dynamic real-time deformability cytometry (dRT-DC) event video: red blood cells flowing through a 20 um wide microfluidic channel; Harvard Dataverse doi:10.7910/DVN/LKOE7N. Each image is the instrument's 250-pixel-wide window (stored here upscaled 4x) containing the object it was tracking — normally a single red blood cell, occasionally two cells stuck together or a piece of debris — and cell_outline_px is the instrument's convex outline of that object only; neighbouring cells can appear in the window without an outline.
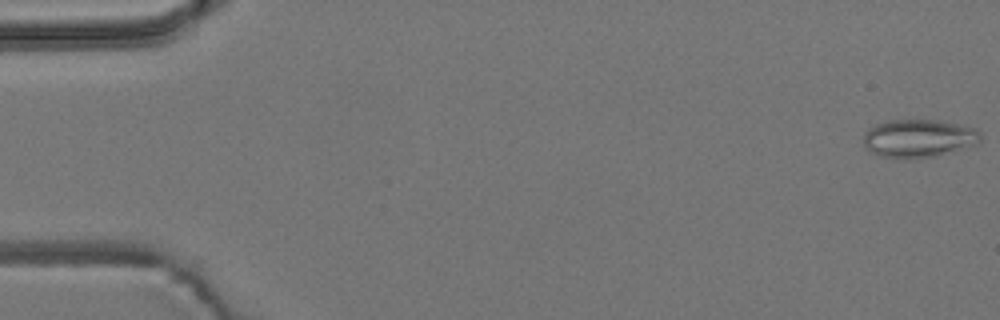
{"species": "common noctule bat (a hibernating species)", "species_latin": "Nyctalus noctula", "temperature_condition": "room temperature", "stored_images_in_passage": 55, "camera_frame_rate_fps": 3000, "um_per_image_px": 0.085, "animal": {"sex": "male", "body_mass_g": 19.2, "forearm_length_mm": 51.8}, "frame": {"image": 1, "passage_image": 1, "time_ms": 0.0, "image_size_px": [1000, 320], "cell_outline_px": [[980, 144], [932, 156], [904, 160], [880, 156], [864, 148], [864, 132], [868, 128], [876, 124], [888, 120], [940, 120], [976, 128], [980, 132]], "centroid_in_image_um": [78.06, 11.76], "position_along_channel_um": 6.9, "area_um2": 26.24}}
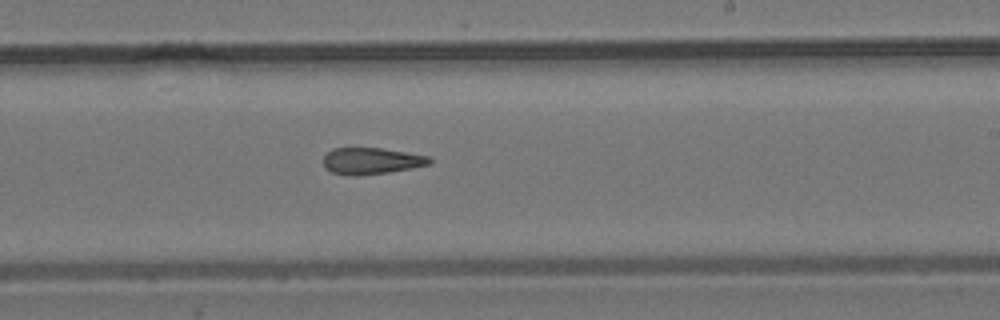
{"frame": {"image": 2, "passage_image": 33, "time_ms": 10.667, "image_size_px": [1000, 320], "cell_outline_px": [[432, 164], [412, 168], [388, 172], [352, 176], [332, 172], [324, 168], [324, 156], [332, 148], [380, 148], [428, 156], [432, 160]], "centroid_in_image_um": [31.56, 13.68], "position_along_channel_um": 257.4, "area_um2": 16.3}}
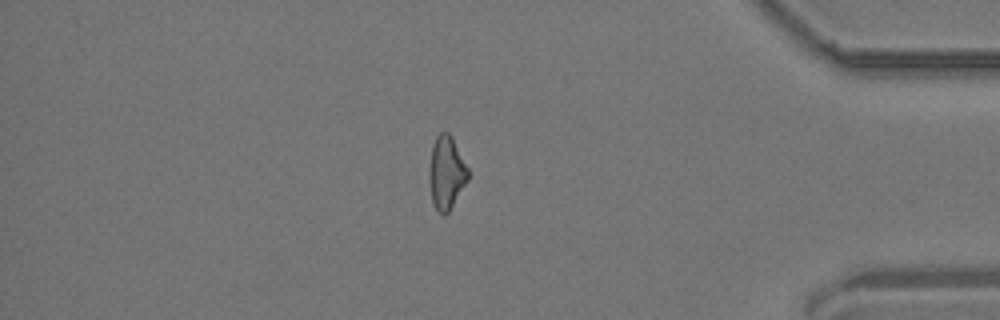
{"frame": {"image": 3, "passage_image": 47, "time_ms": 15.333, "image_size_px": [1000, 320], "cell_outline_px": [[468, 180], [448, 212], [444, 216], [440, 216], [432, 204], [428, 172], [432, 144], [436, 136], [440, 132], [448, 132], [452, 136], [468, 168]], "centroid_in_image_um": [37.92, 14.69], "position_along_channel_um": 397.3, "area_um2": 16.76}, "authors_computed_cell_mechanics": {"area_um2": 17.34, "velocity_mm_per_s": 3.7504, "shape_relaxation_time_tau1_ms": null, "shape_relaxation_time_tau2_ms": 4.6572, "deformation_change_tau1": null, "deformation_change_tau2": 0.1494}}